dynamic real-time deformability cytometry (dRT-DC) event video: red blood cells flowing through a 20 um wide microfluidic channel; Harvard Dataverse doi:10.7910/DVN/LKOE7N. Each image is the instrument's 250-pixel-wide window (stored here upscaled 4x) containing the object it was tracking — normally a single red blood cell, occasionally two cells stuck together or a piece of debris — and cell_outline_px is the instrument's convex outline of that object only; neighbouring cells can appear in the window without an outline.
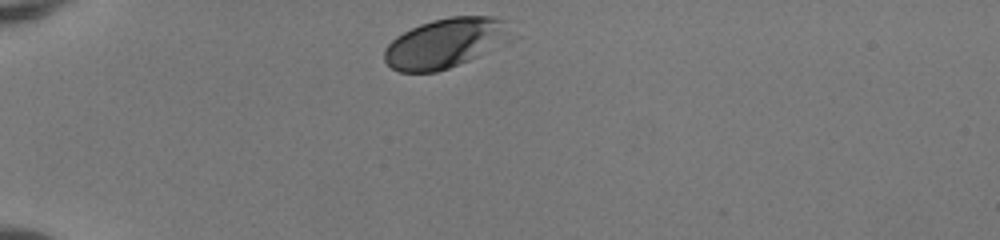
{"species": "human", "species_latin": "Homo sapiens", "temperature_condition": "room temperature", "stored_images_in_passage": 32, "camera_frame_rate_fps": 3000, "um_per_image_px": 0.085, "donor": {"sex": "female"}, "frame": {"image": 1, "passage_image": 1, "time_ms": 0.0, "image_size_px": [1000, 240], "cell_outline_px": [[520, 36], [516, 40], [468, 60], [448, 68], [436, 72], [400, 72], [392, 68], [384, 60], [384, 48], [396, 36], [420, 24], [432, 20], [452, 16], [492, 16], [504, 20]], "centroid_in_image_um": [37.98, 3.64], "position_along_channel_um": 47.0, "area_um2": 37.45}}
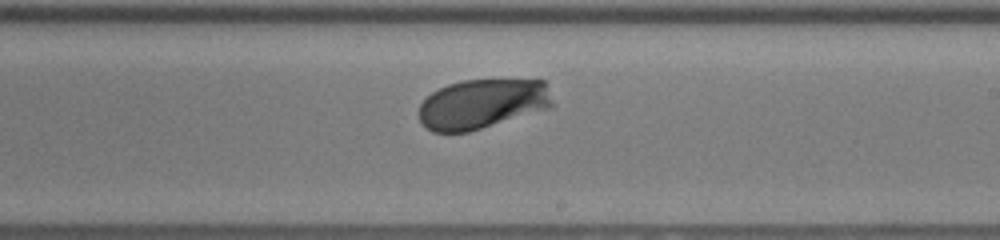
{"frame": {"image": 2, "passage_image": 19, "time_ms": 6.0, "image_size_px": [1000, 240], "cell_outline_px": [[556, 104], [552, 108], [468, 132], [432, 132], [424, 128], [420, 124], [416, 112], [420, 104], [432, 92], [448, 84], [464, 80], [544, 80]], "centroid_in_image_um": [40.99, 8.85], "position_along_channel_um": 248.0, "area_um2": 39.3}}
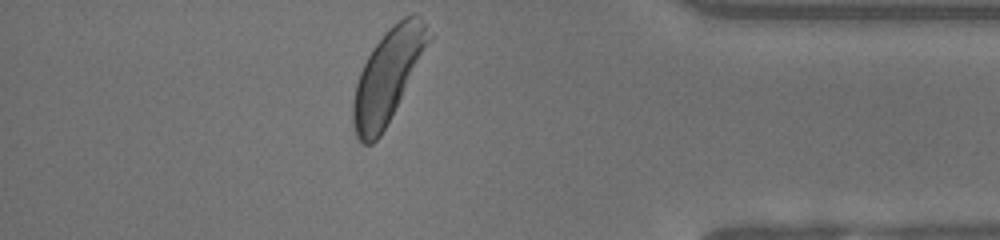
{"frame": {"image": 3, "passage_image": 32, "time_ms": 10.333, "image_size_px": [1000, 240], "cell_outline_px": [[436, 36], [380, 136], [372, 144], [364, 144], [356, 136], [352, 124], [352, 100], [356, 84], [360, 72], [372, 48], [388, 28], [392, 24], [404, 16], [416, 12], [420, 16]], "centroid_in_image_um": [33.03, 6.37], "position_along_channel_um": 402.2, "area_um2": 41.44}, "authors_computed_cell_mechanics": {"area_um2": 38.726, "velocity_mm_per_s": 4.0551, "shape_relaxation_time_tau1_ms": 1.8543, "shape_relaxation_time_tau2_ms": null, "deformation_change_tau1": 0.1273, "deformation_change_tau2": null}}